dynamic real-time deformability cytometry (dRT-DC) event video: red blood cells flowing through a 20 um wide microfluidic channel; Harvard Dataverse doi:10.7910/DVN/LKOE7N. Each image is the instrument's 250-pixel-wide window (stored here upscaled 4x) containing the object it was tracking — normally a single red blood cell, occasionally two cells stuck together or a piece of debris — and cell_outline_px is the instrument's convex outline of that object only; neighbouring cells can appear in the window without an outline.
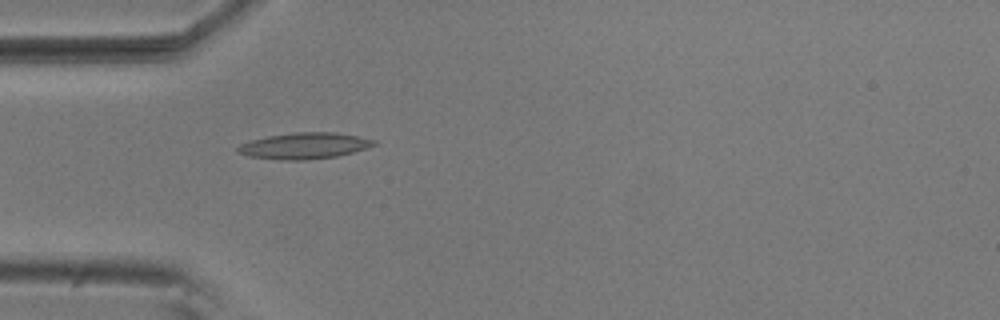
{"species": "common noctule bat (a hibernating species)", "species_latin": "Nyctalus noctula", "temperature_condition": "room temperature", "stored_images_in_passage": 2, "camera_frame_rate_fps": 3000, "um_per_image_px": 0.085, "animal": {"sex": "male", "body_mass_g": 20.5, "forearm_length_mm": 52.5}, "frame": {"image": 1, "passage_image": 2, "time_ms": 0.333, "image_size_px": [1000, 320], "cell_outline_px": [[376, 144], [352, 152], [336, 156], [304, 160], [288, 160], [248, 156], [240, 152], [236, 148], [240, 144], [252, 140], [268, 136], [296, 132], [336, 132], [376, 140]], "centroid_in_image_um": [25.87, 12.38], "position_along_channel_um": 59.1, "area_um2": 20.35}}